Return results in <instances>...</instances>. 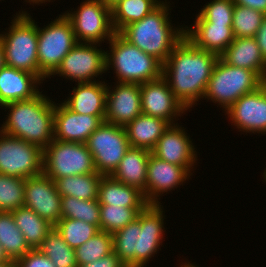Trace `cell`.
I'll list each match as a JSON object with an SVG mask.
<instances>
[{"label": "cell", "mask_w": 266, "mask_h": 267, "mask_svg": "<svg viewBox=\"0 0 266 267\" xmlns=\"http://www.w3.org/2000/svg\"><path fill=\"white\" fill-rule=\"evenodd\" d=\"M218 59V55L195 47L184 37L163 63L162 77L188 111L203 100Z\"/></svg>", "instance_id": "1"}, {"label": "cell", "mask_w": 266, "mask_h": 267, "mask_svg": "<svg viewBox=\"0 0 266 267\" xmlns=\"http://www.w3.org/2000/svg\"><path fill=\"white\" fill-rule=\"evenodd\" d=\"M163 207L148 204L133 222L112 233L113 251L126 266L146 267L161 250L166 232Z\"/></svg>", "instance_id": "2"}, {"label": "cell", "mask_w": 266, "mask_h": 267, "mask_svg": "<svg viewBox=\"0 0 266 267\" xmlns=\"http://www.w3.org/2000/svg\"><path fill=\"white\" fill-rule=\"evenodd\" d=\"M29 100L7 103L0 131L44 149L54 139L55 101L42 93Z\"/></svg>", "instance_id": "3"}, {"label": "cell", "mask_w": 266, "mask_h": 267, "mask_svg": "<svg viewBox=\"0 0 266 267\" xmlns=\"http://www.w3.org/2000/svg\"><path fill=\"white\" fill-rule=\"evenodd\" d=\"M167 1L159 4L141 20L126 25L119 32L130 44L158 59L162 64L168 59L175 46L185 37V25L173 26L170 19L171 3Z\"/></svg>", "instance_id": "4"}, {"label": "cell", "mask_w": 266, "mask_h": 267, "mask_svg": "<svg viewBox=\"0 0 266 267\" xmlns=\"http://www.w3.org/2000/svg\"><path fill=\"white\" fill-rule=\"evenodd\" d=\"M108 43L106 72L113 70L116 82L143 84L162 77L163 64L130 44L118 32Z\"/></svg>", "instance_id": "5"}, {"label": "cell", "mask_w": 266, "mask_h": 267, "mask_svg": "<svg viewBox=\"0 0 266 267\" xmlns=\"http://www.w3.org/2000/svg\"><path fill=\"white\" fill-rule=\"evenodd\" d=\"M11 25L0 33L5 65L35 74L39 78L38 22L24 10L16 12Z\"/></svg>", "instance_id": "6"}, {"label": "cell", "mask_w": 266, "mask_h": 267, "mask_svg": "<svg viewBox=\"0 0 266 267\" xmlns=\"http://www.w3.org/2000/svg\"><path fill=\"white\" fill-rule=\"evenodd\" d=\"M265 81L254 71L217 60L203 99L212 101L226 111L242 95L261 87Z\"/></svg>", "instance_id": "7"}, {"label": "cell", "mask_w": 266, "mask_h": 267, "mask_svg": "<svg viewBox=\"0 0 266 267\" xmlns=\"http://www.w3.org/2000/svg\"><path fill=\"white\" fill-rule=\"evenodd\" d=\"M77 44L70 21L62 13L43 28L38 26L39 79H51L62 59Z\"/></svg>", "instance_id": "8"}, {"label": "cell", "mask_w": 266, "mask_h": 267, "mask_svg": "<svg viewBox=\"0 0 266 267\" xmlns=\"http://www.w3.org/2000/svg\"><path fill=\"white\" fill-rule=\"evenodd\" d=\"M43 173L53 181L63 177L97 173L86 144L55 140L43 149Z\"/></svg>", "instance_id": "9"}, {"label": "cell", "mask_w": 266, "mask_h": 267, "mask_svg": "<svg viewBox=\"0 0 266 267\" xmlns=\"http://www.w3.org/2000/svg\"><path fill=\"white\" fill-rule=\"evenodd\" d=\"M72 9L63 14L70 21L77 42L102 45L116 33L112 25L111 8L100 0H83L78 9Z\"/></svg>", "instance_id": "10"}, {"label": "cell", "mask_w": 266, "mask_h": 267, "mask_svg": "<svg viewBox=\"0 0 266 267\" xmlns=\"http://www.w3.org/2000/svg\"><path fill=\"white\" fill-rule=\"evenodd\" d=\"M87 149L92 154L97 173L111 176L131 147L125 128L102 123L87 139Z\"/></svg>", "instance_id": "11"}, {"label": "cell", "mask_w": 266, "mask_h": 267, "mask_svg": "<svg viewBox=\"0 0 266 267\" xmlns=\"http://www.w3.org/2000/svg\"><path fill=\"white\" fill-rule=\"evenodd\" d=\"M0 173L29 178L43 173V149L0 131Z\"/></svg>", "instance_id": "12"}, {"label": "cell", "mask_w": 266, "mask_h": 267, "mask_svg": "<svg viewBox=\"0 0 266 267\" xmlns=\"http://www.w3.org/2000/svg\"><path fill=\"white\" fill-rule=\"evenodd\" d=\"M100 46L96 43L77 42L51 77L57 75L76 83L100 80L102 74L106 73V51Z\"/></svg>", "instance_id": "13"}, {"label": "cell", "mask_w": 266, "mask_h": 267, "mask_svg": "<svg viewBox=\"0 0 266 267\" xmlns=\"http://www.w3.org/2000/svg\"><path fill=\"white\" fill-rule=\"evenodd\" d=\"M224 113L239 132L265 135L266 82L257 90L242 95Z\"/></svg>", "instance_id": "14"}, {"label": "cell", "mask_w": 266, "mask_h": 267, "mask_svg": "<svg viewBox=\"0 0 266 267\" xmlns=\"http://www.w3.org/2000/svg\"><path fill=\"white\" fill-rule=\"evenodd\" d=\"M140 92L143 114L163 119L170 125L177 124L178 117L187 114L188 110L174 96L163 77L140 84Z\"/></svg>", "instance_id": "15"}, {"label": "cell", "mask_w": 266, "mask_h": 267, "mask_svg": "<svg viewBox=\"0 0 266 267\" xmlns=\"http://www.w3.org/2000/svg\"><path fill=\"white\" fill-rule=\"evenodd\" d=\"M193 139L178 123L169 125L163 135L158 139L152 154L160 160L184 167L193 175L194 167L199 159Z\"/></svg>", "instance_id": "16"}, {"label": "cell", "mask_w": 266, "mask_h": 267, "mask_svg": "<svg viewBox=\"0 0 266 267\" xmlns=\"http://www.w3.org/2000/svg\"><path fill=\"white\" fill-rule=\"evenodd\" d=\"M24 206L55 226L61 219V195L44 173L25 179Z\"/></svg>", "instance_id": "17"}, {"label": "cell", "mask_w": 266, "mask_h": 267, "mask_svg": "<svg viewBox=\"0 0 266 267\" xmlns=\"http://www.w3.org/2000/svg\"><path fill=\"white\" fill-rule=\"evenodd\" d=\"M113 83L107 86L105 122L125 127L142 113L140 84Z\"/></svg>", "instance_id": "18"}, {"label": "cell", "mask_w": 266, "mask_h": 267, "mask_svg": "<svg viewBox=\"0 0 266 267\" xmlns=\"http://www.w3.org/2000/svg\"><path fill=\"white\" fill-rule=\"evenodd\" d=\"M192 176L184 167L160 160L152 153L147 166V202L148 204H162L163 194L177 189Z\"/></svg>", "instance_id": "19"}, {"label": "cell", "mask_w": 266, "mask_h": 267, "mask_svg": "<svg viewBox=\"0 0 266 267\" xmlns=\"http://www.w3.org/2000/svg\"><path fill=\"white\" fill-rule=\"evenodd\" d=\"M60 103L55 102L54 108L55 140L85 144L89 136L104 123L98 116L75 113L63 102Z\"/></svg>", "instance_id": "20"}, {"label": "cell", "mask_w": 266, "mask_h": 267, "mask_svg": "<svg viewBox=\"0 0 266 267\" xmlns=\"http://www.w3.org/2000/svg\"><path fill=\"white\" fill-rule=\"evenodd\" d=\"M104 81L76 83L68 97L62 102L73 112L94 115L105 122L107 85Z\"/></svg>", "instance_id": "21"}, {"label": "cell", "mask_w": 266, "mask_h": 267, "mask_svg": "<svg viewBox=\"0 0 266 267\" xmlns=\"http://www.w3.org/2000/svg\"><path fill=\"white\" fill-rule=\"evenodd\" d=\"M42 83L35 74L4 65L0 69V107L34 98L40 93Z\"/></svg>", "instance_id": "22"}, {"label": "cell", "mask_w": 266, "mask_h": 267, "mask_svg": "<svg viewBox=\"0 0 266 267\" xmlns=\"http://www.w3.org/2000/svg\"><path fill=\"white\" fill-rule=\"evenodd\" d=\"M184 27V36L197 48L220 56L234 41L232 24L194 23Z\"/></svg>", "instance_id": "23"}, {"label": "cell", "mask_w": 266, "mask_h": 267, "mask_svg": "<svg viewBox=\"0 0 266 267\" xmlns=\"http://www.w3.org/2000/svg\"><path fill=\"white\" fill-rule=\"evenodd\" d=\"M219 57L229 65L256 72L266 82V60L254 37L234 38Z\"/></svg>", "instance_id": "24"}, {"label": "cell", "mask_w": 266, "mask_h": 267, "mask_svg": "<svg viewBox=\"0 0 266 267\" xmlns=\"http://www.w3.org/2000/svg\"><path fill=\"white\" fill-rule=\"evenodd\" d=\"M152 151L144 148L130 147L117 169L111 175L128 186L138 188L147 201V166Z\"/></svg>", "instance_id": "25"}, {"label": "cell", "mask_w": 266, "mask_h": 267, "mask_svg": "<svg viewBox=\"0 0 266 267\" xmlns=\"http://www.w3.org/2000/svg\"><path fill=\"white\" fill-rule=\"evenodd\" d=\"M169 125L163 119L141 113L124 128L131 147L152 151Z\"/></svg>", "instance_id": "26"}, {"label": "cell", "mask_w": 266, "mask_h": 267, "mask_svg": "<svg viewBox=\"0 0 266 267\" xmlns=\"http://www.w3.org/2000/svg\"><path fill=\"white\" fill-rule=\"evenodd\" d=\"M98 202L124 207H146L148 205L143 192L115 180L112 176H102L98 187Z\"/></svg>", "instance_id": "27"}, {"label": "cell", "mask_w": 266, "mask_h": 267, "mask_svg": "<svg viewBox=\"0 0 266 267\" xmlns=\"http://www.w3.org/2000/svg\"><path fill=\"white\" fill-rule=\"evenodd\" d=\"M12 214L29 248L38 249L53 225L26 206L12 211Z\"/></svg>", "instance_id": "28"}, {"label": "cell", "mask_w": 266, "mask_h": 267, "mask_svg": "<svg viewBox=\"0 0 266 267\" xmlns=\"http://www.w3.org/2000/svg\"><path fill=\"white\" fill-rule=\"evenodd\" d=\"M102 174L90 173L56 179L55 185L61 196H71L77 199H98V187Z\"/></svg>", "instance_id": "29"}, {"label": "cell", "mask_w": 266, "mask_h": 267, "mask_svg": "<svg viewBox=\"0 0 266 267\" xmlns=\"http://www.w3.org/2000/svg\"><path fill=\"white\" fill-rule=\"evenodd\" d=\"M159 4L155 0H120L111 7V19L115 32L126 25L139 21Z\"/></svg>", "instance_id": "30"}, {"label": "cell", "mask_w": 266, "mask_h": 267, "mask_svg": "<svg viewBox=\"0 0 266 267\" xmlns=\"http://www.w3.org/2000/svg\"><path fill=\"white\" fill-rule=\"evenodd\" d=\"M0 244L13 263L30 250L12 212L0 211Z\"/></svg>", "instance_id": "31"}, {"label": "cell", "mask_w": 266, "mask_h": 267, "mask_svg": "<svg viewBox=\"0 0 266 267\" xmlns=\"http://www.w3.org/2000/svg\"><path fill=\"white\" fill-rule=\"evenodd\" d=\"M56 267H78L75 249L71 248L53 226L38 248Z\"/></svg>", "instance_id": "32"}, {"label": "cell", "mask_w": 266, "mask_h": 267, "mask_svg": "<svg viewBox=\"0 0 266 267\" xmlns=\"http://www.w3.org/2000/svg\"><path fill=\"white\" fill-rule=\"evenodd\" d=\"M61 218L82 220L99 228L100 203L98 199L83 200L61 196Z\"/></svg>", "instance_id": "33"}, {"label": "cell", "mask_w": 266, "mask_h": 267, "mask_svg": "<svg viewBox=\"0 0 266 267\" xmlns=\"http://www.w3.org/2000/svg\"><path fill=\"white\" fill-rule=\"evenodd\" d=\"M145 207L100 204V231L114 233L133 222Z\"/></svg>", "instance_id": "34"}, {"label": "cell", "mask_w": 266, "mask_h": 267, "mask_svg": "<svg viewBox=\"0 0 266 267\" xmlns=\"http://www.w3.org/2000/svg\"><path fill=\"white\" fill-rule=\"evenodd\" d=\"M54 227L73 249L78 248L100 231L95 225L70 218H61Z\"/></svg>", "instance_id": "35"}, {"label": "cell", "mask_w": 266, "mask_h": 267, "mask_svg": "<svg viewBox=\"0 0 266 267\" xmlns=\"http://www.w3.org/2000/svg\"><path fill=\"white\" fill-rule=\"evenodd\" d=\"M113 252L112 233L99 231L75 249L77 266L91 263Z\"/></svg>", "instance_id": "36"}, {"label": "cell", "mask_w": 266, "mask_h": 267, "mask_svg": "<svg viewBox=\"0 0 266 267\" xmlns=\"http://www.w3.org/2000/svg\"><path fill=\"white\" fill-rule=\"evenodd\" d=\"M25 179L0 173V211L12 212L24 206Z\"/></svg>", "instance_id": "37"}, {"label": "cell", "mask_w": 266, "mask_h": 267, "mask_svg": "<svg viewBox=\"0 0 266 267\" xmlns=\"http://www.w3.org/2000/svg\"><path fill=\"white\" fill-rule=\"evenodd\" d=\"M266 14L244 6H234L232 31L235 38L255 37Z\"/></svg>", "instance_id": "38"}, {"label": "cell", "mask_w": 266, "mask_h": 267, "mask_svg": "<svg viewBox=\"0 0 266 267\" xmlns=\"http://www.w3.org/2000/svg\"><path fill=\"white\" fill-rule=\"evenodd\" d=\"M233 0H210L194 18V23L232 24Z\"/></svg>", "instance_id": "39"}, {"label": "cell", "mask_w": 266, "mask_h": 267, "mask_svg": "<svg viewBox=\"0 0 266 267\" xmlns=\"http://www.w3.org/2000/svg\"><path fill=\"white\" fill-rule=\"evenodd\" d=\"M14 265L16 267H56L39 249H30Z\"/></svg>", "instance_id": "40"}, {"label": "cell", "mask_w": 266, "mask_h": 267, "mask_svg": "<svg viewBox=\"0 0 266 267\" xmlns=\"http://www.w3.org/2000/svg\"><path fill=\"white\" fill-rule=\"evenodd\" d=\"M78 267H126V265L113 251L98 260L92 261L91 263L85 265H80Z\"/></svg>", "instance_id": "41"}, {"label": "cell", "mask_w": 266, "mask_h": 267, "mask_svg": "<svg viewBox=\"0 0 266 267\" xmlns=\"http://www.w3.org/2000/svg\"><path fill=\"white\" fill-rule=\"evenodd\" d=\"M254 38L259 46L263 58L266 60V16L264 17Z\"/></svg>", "instance_id": "42"}, {"label": "cell", "mask_w": 266, "mask_h": 267, "mask_svg": "<svg viewBox=\"0 0 266 267\" xmlns=\"http://www.w3.org/2000/svg\"><path fill=\"white\" fill-rule=\"evenodd\" d=\"M234 5L244 6L266 14V0H233Z\"/></svg>", "instance_id": "43"}, {"label": "cell", "mask_w": 266, "mask_h": 267, "mask_svg": "<svg viewBox=\"0 0 266 267\" xmlns=\"http://www.w3.org/2000/svg\"><path fill=\"white\" fill-rule=\"evenodd\" d=\"M0 263H13L6 255L3 246L0 244Z\"/></svg>", "instance_id": "44"}, {"label": "cell", "mask_w": 266, "mask_h": 267, "mask_svg": "<svg viewBox=\"0 0 266 267\" xmlns=\"http://www.w3.org/2000/svg\"><path fill=\"white\" fill-rule=\"evenodd\" d=\"M5 65L4 47L0 41V69Z\"/></svg>", "instance_id": "45"}, {"label": "cell", "mask_w": 266, "mask_h": 267, "mask_svg": "<svg viewBox=\"0 0 266 267\" xmlns=\"http://www.w3.org/2000/svg\"><path fill=\"white\" fill-rule=\"evenodd\" d=\"M26 3H29L30 5H42L45 2H50L51 0H24ZM53 2V0L51 1Z\"/></svg>", "instance_id": "46"}, {"label": "cell", "mask_w": 266, "mask_h": 267, "mask_svg": "<svg viewBox=\"0 0 266 267\" xmlns=\"http://www.w3.org/2000/svg\"><path fill=\"white\" fill-rule=\"evenodd\" d=\"M102 3L107 5L109 8H111L113 5H115L120 0H100Z\"/></svg>", "instance_id": "47"}, {"label": "cell", "mask_w": 266, "mask_h": 267, "mask_svg": "<svg viewBox=\"0 0 266 267\" xmlns=\"http://www.w3.org/2000/svg\"><path fill=\"white\" fill-rule=\"evenodd\" d=\"M178 265H180L179 267H199V266H197L196 264H194V263H190V262H188V261H185V263L182 262L181 264H178Z\"/></svg>", "instance_id": "48"}, {"label": "cell", "mask_w": 266, "mask_h": 267, "mask_svg": "<svg viewBox=\"0 0 266 267\" xmlns=\"http://www.w3.org/2000/svg\"><path fill=\"white\" fill-rule=\"evenodd\" d=\"M14 263H0V267H12Z\"/></svg>", "instance_id": "49"}, {"label": "cell", "mask_w": 266, "mask_h": 267, "mask_svg": "<svg viewBox=\"0 0 266 267\" xmlns=\"http://www.w3.org/2000/svg\"><path fill=\"white\" fill-rule=\"evenodd\" d=\"M262 176H263V178H264V179H263V180H264L263 182L266 183V168L264 169V172H263V175H262Z\"/></svg>", "instance_id": "50"}, {"label": "cell", "mask_w": 266, "mask_h": 267, "mask_svg": "<svg viewBox=\"0 0 266 267\" xmlns=\"http://www.w3.org/2000/svg\"><path fill=\"white\" fill-rule=\"evenodd\" d=\"M158 4H163V3H165L163 0L161 1V0H155Z\"/></svg>", "instance_id": "51"}]
</instances>
